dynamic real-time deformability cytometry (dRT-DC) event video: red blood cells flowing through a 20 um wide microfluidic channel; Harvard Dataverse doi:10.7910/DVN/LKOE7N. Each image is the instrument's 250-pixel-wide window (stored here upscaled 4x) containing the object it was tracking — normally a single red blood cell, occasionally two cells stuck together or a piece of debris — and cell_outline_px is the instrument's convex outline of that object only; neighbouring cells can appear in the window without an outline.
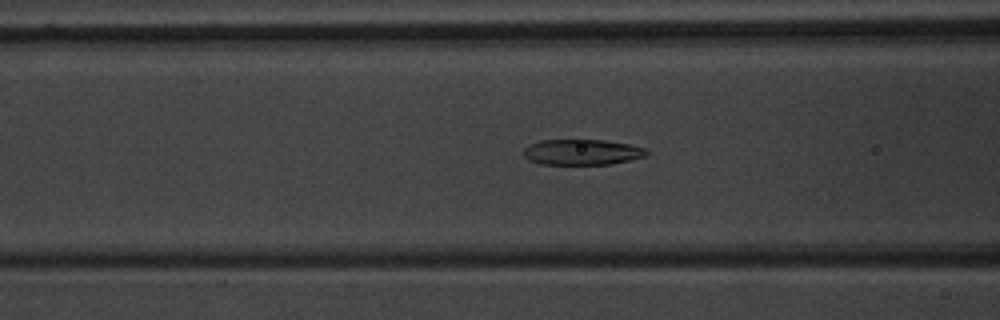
{"species": "common noctule bat (a hibernating species)", "species_latin": "Nyctalus noctula", "temperature_condition": "warm", "stored_images_in_passage": 55, "camera_frame_rate_fps": 3000, "um_per_image_px": 0.085, "animal": {"sex": "male", "body_mass_g": 20.1, "forearm_length_mm": 53.5}, "frame": {"image": 1, "passage_image": 23, "time_ms": 7.333, "image_size_px": [1000, 320], "cell_outline_px": [[648, 156], [612, 164], [540, 164], [528, 160], [524, 156], [524, 148], [540, 140], [604, 140], [628, 144], [644, 148], [648, 152]], "centroid_in_image_um": [49.48, 12.93], "position_along_channel_um": 117.1, "area_um2": 18.32}}
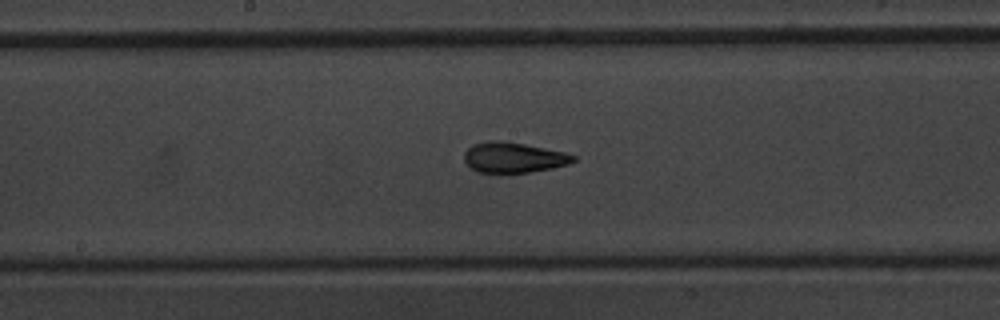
{"frame": {"image": 2, "passage_image": 30, "time_ms": 9.667, "image_size_px": [1000, 320], "cell_outline_px": [[576, 160], [568, 164], [552, 168], [528, 172], [500, 176], [476, 172], [464, 160], [464, 152], [472, 144], [488, 140], [500, 140], [524, 144], [564, 152], [576, 156]], "centroid_in_image_um": [43.59, 13.42], "position_along_channel_um": 204.6, "area_um2": 19.94}}
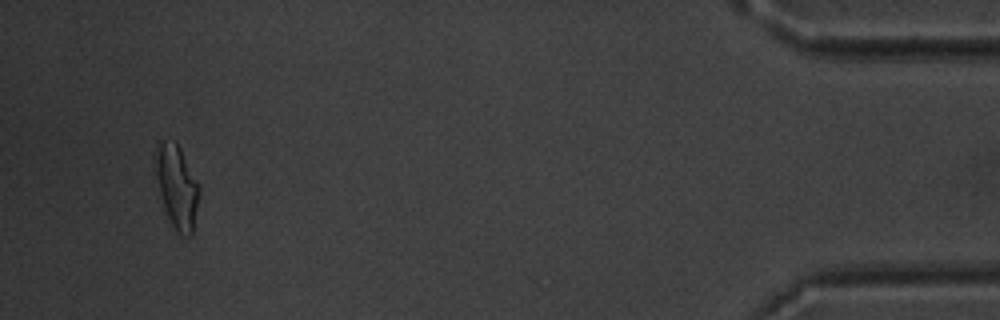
{"frame": {"image": 3, "passage_image": 53, "time_ms": 17.333, "image_size_px": [1000, 320], "cell_outline_px": [[200, 188], [192, 236], [184, 236], [176, 232], [168, 216], [152, 168], [152, 156], [156, 140], [176, 140], [200, 184]], "centroid_in_image_um": [14.99, 15.74], "position_along_channel_um": 420.2, "area_um2": 21.96}, "authors_computed_cell_mechanics": {"area_um2": 19.941, "velocity_mm_per_s": 3.7344, "shape_relaxation_time_tau1_ms": 6.0181, "shape_relaxation_time_tau2_ms": 1.359, "deformation_change_tau1": 0.1972, "deformation_change_tau2": 0.0849}}